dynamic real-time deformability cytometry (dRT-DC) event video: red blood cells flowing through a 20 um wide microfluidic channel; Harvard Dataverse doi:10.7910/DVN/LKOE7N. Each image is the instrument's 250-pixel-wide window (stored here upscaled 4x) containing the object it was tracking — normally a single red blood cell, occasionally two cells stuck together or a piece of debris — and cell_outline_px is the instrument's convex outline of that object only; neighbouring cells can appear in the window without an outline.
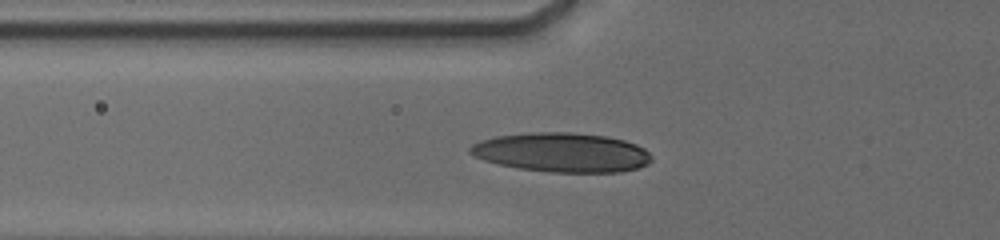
{"species": "human", "species_latin": "Homo sapiens", "temperature_condition": "cold", "stored_images_in_passage": 27, "camera_frame_rate_fps": 3000, "um_per_image_px": 0.085, "donor": {"sex": "male"}, "frame": {"image": 1, "passage_image": 8, "time_ms": 3.333, "image_size_px": [1000, 240], "cell_outline_px": [[652, 160], [648, 164], [636, 168], [620, 172], [552, 172], [520, 168], [500, 164], [484, 160], [468, 152], [468, 148], [472, 144], [480, 140], [496, 136], [528, 132], [572, 132], [608, 136], [624, 140], [636, 144], [644, 148], [652, 156]], "centroid_in_image_um": [47.77, 12.94], "position_along_channel_um": 78.0, "area_um2": 41.62}}
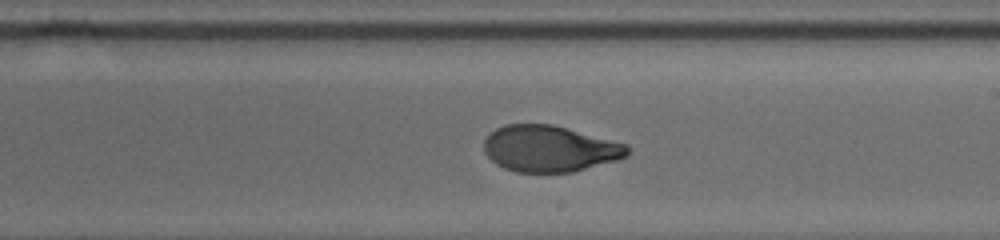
{"frame": {"image": 2, "passage_image": 18, "time_ms": 7.667, "image_size_px": [1000, 240], "cell_outline_px": [[632, 148], [628, 156], [616, 160], [572, 172], [516, 172], [504, 168], [496, 164], [484, 152], [484, 140], [496, 128], [504, 124], [552, 124], [628, 144]], "centroid_in_image_um": [46.74, 12.63], "position_along_channel_um": 242.3, "area_um2": 38.78}}
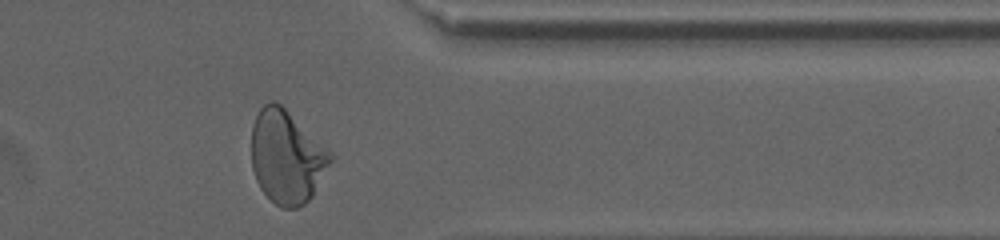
{"frame": {"image": 3, "passage_image": 27, "time_ms": 11.667, "image_size_px": [1000, 240], "cell_outline_px": [[332, 160], [312, 196], [304, 204], [296, 208], [280, 208], [260, 188], [256, 180], [252, 168], [252, 124], [260, 108], [264, 104], [272, 100], [280, 104], [332, 152]], "centroid_in_image_um": [24.36, 13.34], "position_along_channel_um": 387.0, "area_um2": 42.54}, "authors_computed_cell_mechanics": {"area_um2": 39.882, "velocity_mm_per_s": 3.7717, "shape_relaxation_time_tau1_ms": 4.8862, "shape_relaxation_time_tau2_ms": 1.0938, "deformation_change_tau1": 0.1912, "deformation_change_tau2": 0.0582}}